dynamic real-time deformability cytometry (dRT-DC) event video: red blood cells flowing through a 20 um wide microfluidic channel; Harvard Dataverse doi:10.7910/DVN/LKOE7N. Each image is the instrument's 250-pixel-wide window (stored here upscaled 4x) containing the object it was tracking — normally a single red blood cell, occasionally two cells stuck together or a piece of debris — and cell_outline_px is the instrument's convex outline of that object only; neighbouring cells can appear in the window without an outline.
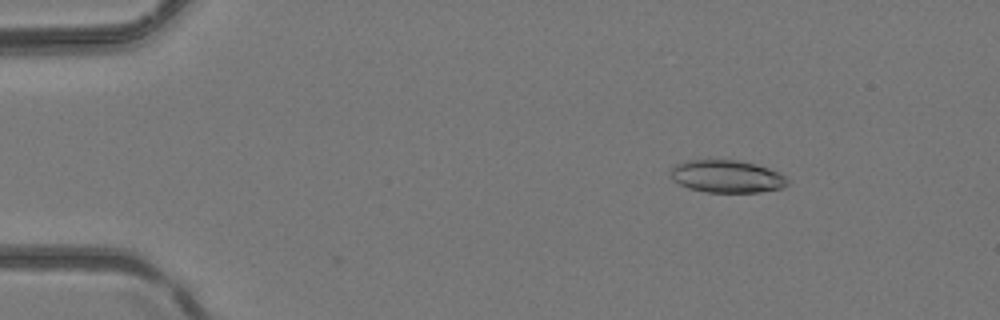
{"species": "common noctule bat (a hibernating species)", "species_latin": "Nyctalus noctula", "temperature_condition": "room temperature", "stored_images_in_passage": 4, "camera_frame_rate_fps": 3000, "um_per_image_px": 0.085, "animal": {"sex": "female", "body_mass_g": 24.6, "forearm_length_mm": 56.2}, "frame": {"image": 1, "passage_image": 2, "time_ms": 0.333, "image_size_px": [1000, 320], "cell_outline_px": [[788, 184], [780, 188], [760, 192], [708, 192], [688, 188], [672, 180], [672, 168], [676, 164], [688, 160], [736, 160], [756, 164], [780, 172], [788, 180]], "centroid_in_image_um": [61.79, 14.99], "position_along_channel_um": 23.2, "area_um2": 22.02}}
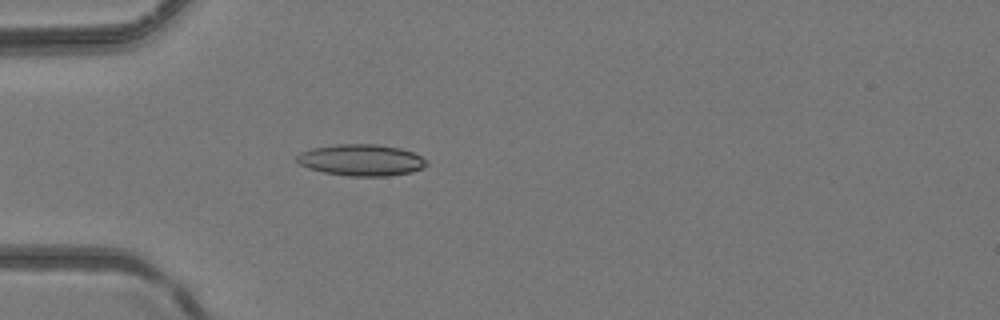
{"frame": {"image": 2, "passage_image": 4, "time_ms": 1.0, "image_size_px": [1000, 320], "cell_outline_px": [[428, 164], [424, 168], [412, 172], [388, 176], [348, 176], [324, 172], [308, 168], [300, 164], [296, 160], [296, 156], [300, 152], [312, 148], [336, 144], [376, 144], [400, 148], [412, 152], [428, 160]], "centroid_in_image_um": [30.72, 13.6], "position_along_channel_um": 54.3, "area_um2": 23.93}}